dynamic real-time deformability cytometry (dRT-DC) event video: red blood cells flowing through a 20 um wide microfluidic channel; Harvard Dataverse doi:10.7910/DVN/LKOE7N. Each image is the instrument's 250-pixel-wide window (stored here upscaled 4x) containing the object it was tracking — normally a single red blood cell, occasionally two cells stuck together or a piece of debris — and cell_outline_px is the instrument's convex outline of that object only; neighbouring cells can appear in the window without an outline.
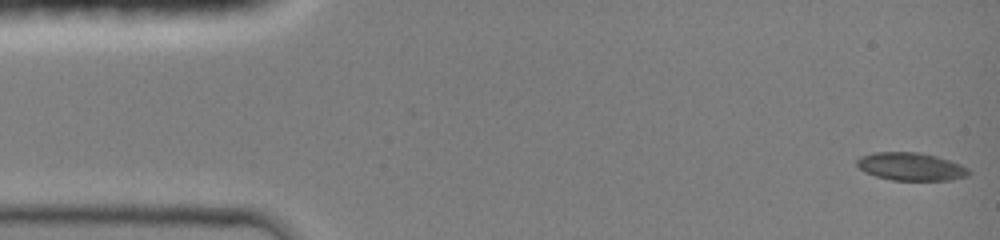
{"species": "common noctule bat (a hibernating species)", "species_latin": "Nyctalus noctula", "temperature_condition": "room temperature", "stored_images_in_passage": 45, "camera_frame_rate_fps": 3000, "um_per_image_px": 0.085, "animal": {"sex": "female", "body_mass_g": 19.0, "forearm_length_mm": 51.5}, "frame": {"image": 1, "passage_image": 1, "time_ms": 0.0, "image_size_px": [1000, 240], "cell_outline_px": [[968, 176], [948, 180], [892, 180], [876, 176], [860, 168], [856, 164], [856, 160], [860, 156], [876, 152], [916, 152], [936, 156], [960, 164], [968, 168]], "centroid_in_image_um": [77.41, 14.15], "position_along_channel_um": 7.6, "area_um2": 17.92}}
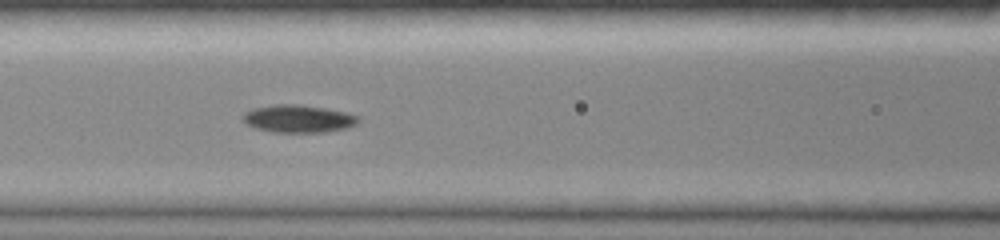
{"frame": {"image": 2, "passage_image": 19, "time_ms": 6.0, "image_size_px": [1000, 240], "cell_outline_px": [[360, 120], [356, 124], [348, 128], [324, 132], [272, 132], [256, 128], [248, 124], [244, 120], [244, 112], [252, 108], [276, 104], [300, 104], [324, 108], [344, 112], [360, 116]], "centroid_in_image_um": [25.38, 10.09], "position_along_channel_um": 141.2, "area_um2": 18.55}}
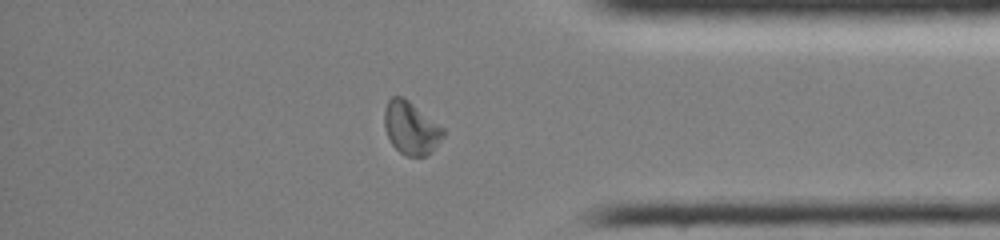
{"frame": {"image": 3, "passage_image": 38, "time_ms": 12.333, "image_size_px": [1000, 240], "cell_outline_px": [[444, 136], [432, 152], [424, 156], [404, 156], [392, 144], [384, 128], [384, 108], [388, 100], [392, 96], [400, 96], [408, 100], [444, 128]], "centroid_in_image_um": [34.92, 10.89], "position_along_channel_um": 400.3, "area_um2": 18.09}}